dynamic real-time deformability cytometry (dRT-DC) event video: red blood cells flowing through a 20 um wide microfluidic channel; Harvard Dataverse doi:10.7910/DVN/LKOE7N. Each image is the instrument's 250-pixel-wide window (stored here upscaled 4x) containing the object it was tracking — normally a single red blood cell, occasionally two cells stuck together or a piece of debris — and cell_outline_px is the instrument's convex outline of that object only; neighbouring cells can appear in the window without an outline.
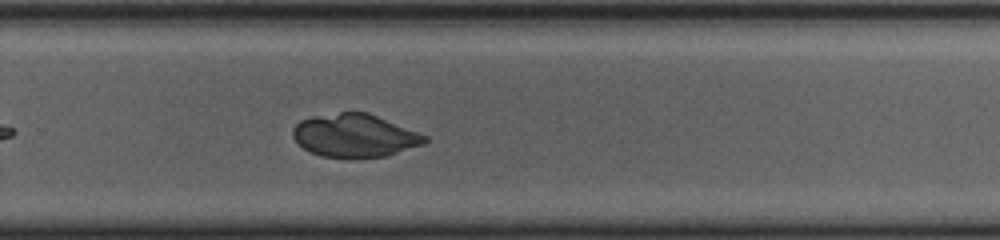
{"species": "common noctule bat (a hibernating species)", "species_latin": "Nyctalus noctula", "temperature_condition": "cold", "stored_images_in_passage": 35, "camera_frame_rate_fps": 3000, "um_per_image_px": 0.085, "animal": {"sex": "female", "body_mass_g": 23.0, "forearm_length_mm": 53.4}, "frame": {"image": 1, "passage_image": 32, "time_ms": 10.333, "image_size_px": [1000, 240], "cell_outline_px": [[428, 140], [424, 144], [388, 156], [320, 156], [304, 148], [292, 136], [292, 128], [300, 120], [312, 116], [340, 112], [368, 112], [428, 136]], "centroid_in_image_um": [30.16, 11.5], "position_along_channel_um": 299.6, "area_um2": 32.77}}